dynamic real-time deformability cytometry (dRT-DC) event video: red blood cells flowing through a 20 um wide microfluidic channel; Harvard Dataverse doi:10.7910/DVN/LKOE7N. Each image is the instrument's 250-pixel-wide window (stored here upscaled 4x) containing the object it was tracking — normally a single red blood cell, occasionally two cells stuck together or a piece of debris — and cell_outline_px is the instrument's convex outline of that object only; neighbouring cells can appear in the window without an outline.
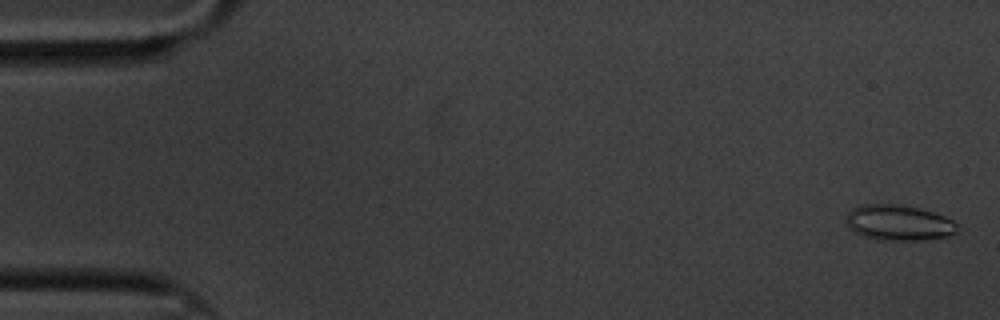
{"species": "common noctule bat (a hibernating species)", "species_latin": "Nyctalus noctula", "temperature_condition": "cold", "stored_images_in_passage": 61, "camera_frame_rate_fps": 3000, "um_per_image_px": 0.085, "animal": {"sex": "male", "body_mass_g": 20.1, "forearm_length_mm": 53.5}, "frame": {"image": 1, "passage_image": 2, "time_ms": 0.333, "image_size_px": [1000, 320], "cell_outline_px": [[960, 232], [948, 236], [924, 240], [880, 240], [864, 236], [848, 228], [848, 212], [852, 208], [860, 204], [896, 204], [920, 208], [944, 216], [960, 224]], "centroid_in_image_um": [76.46, 18.93], "position_along_channel_um": 8.5, "area_um2": 23.24}}
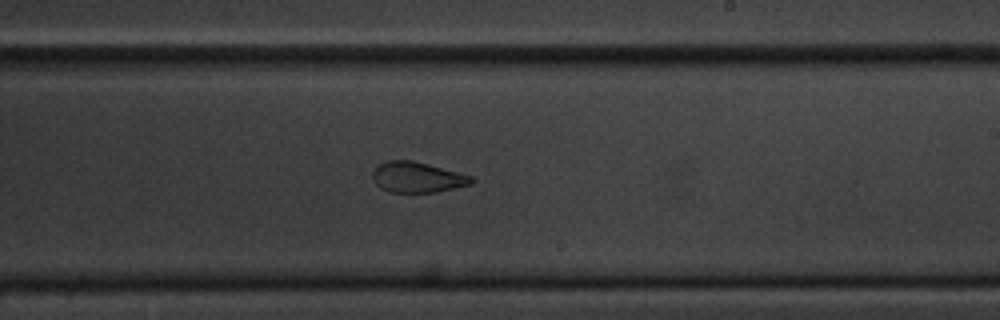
{"frame": {"image": 2, "passage_image": 36, "time_ms": 11.667, "image_size_px": [1000, 320], "cell_outline_px": [[476, 180], [472, 184], [436, 192], [388, 192], [380, 188], [372, 180], [372, 172], [376, 164], [388, 160], [412, 160], [428, 164], [472, 176]], "centroid_in_image_um": [35.43, 15.06], "position_along_channel_um": 253.6, "area_um2": 17.8}}
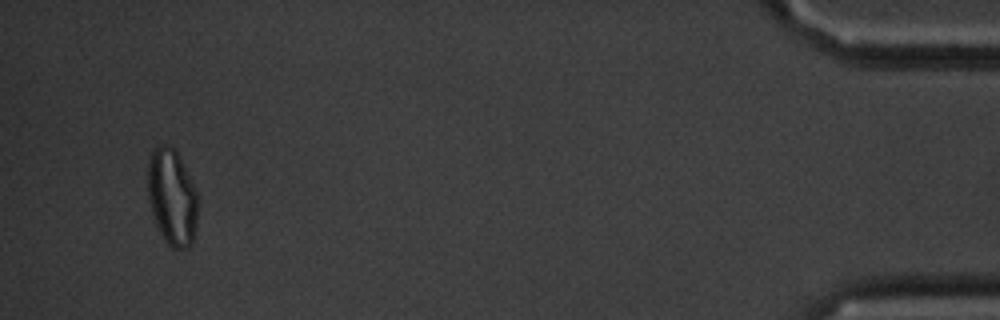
{"frame": {"image": 3, "passage_image": 58, "time_ms": 19.0, "image_size_px": [1000, 320], "cell_outline_px": [[196, 228], [192, 244], [188, 248], [172, 248], [164, 240], [156, 224], [148, 200], [148, 160], [152, 148], [156, 144], [164, 144], [172, 148], [176, 152], [196, 192]], "centroid_in_image_um": [14.58, 16.77], "position_along_channel_um": 420.6, "area_um2": 27.74}, "authors_computed_cell_mechanics": {"area_um2": 20.6346, "velocity_mm_per_s": 3.325, "shape_relaxation_time_tau1_ms": 6.2833, "shape_relaxation_time_tau2_ms": 2.0104, "deformation_change_tau1": 0.1289, "deformation_change_tau2": 0.0762}}